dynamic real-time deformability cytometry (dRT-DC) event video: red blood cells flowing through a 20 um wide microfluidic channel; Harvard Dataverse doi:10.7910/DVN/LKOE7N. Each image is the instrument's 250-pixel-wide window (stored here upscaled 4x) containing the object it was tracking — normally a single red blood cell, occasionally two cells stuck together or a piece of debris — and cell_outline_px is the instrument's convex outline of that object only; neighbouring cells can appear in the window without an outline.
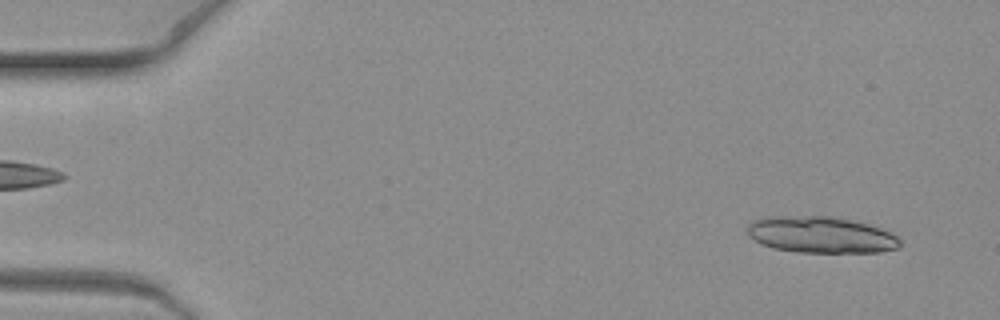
{"species": "common noctule bat (a hibernating species)", "species_latin": "Nyctalus noctula", "temperature_condition": "warm", "stored_images_in_passage": 7, "camera_frame_rate_fps": 3000, "um_per_image_px": 0.085, "animal": {"sex": "female", "body_mass_g": 19.3, "forearm_length_mm": 54.1}, "frame": {"image": 1, "passage_image": 1, "time_ms": 0.0, "image_size_px": [1000, 320], "cell_outline_px": [[900, 248], [880, 252], [796, 252], [772, 248], [760, 244], [748, 236], [748, 224], [752, 220], [764, 216], [828, 216], [852, 220], [868, 224], [880, 228], [896, 236], [900, 240]], "centroid_in_image_um": [69.73, 19.95], "position_along_channel_um": 15.3, "area_um2": 32.6}}